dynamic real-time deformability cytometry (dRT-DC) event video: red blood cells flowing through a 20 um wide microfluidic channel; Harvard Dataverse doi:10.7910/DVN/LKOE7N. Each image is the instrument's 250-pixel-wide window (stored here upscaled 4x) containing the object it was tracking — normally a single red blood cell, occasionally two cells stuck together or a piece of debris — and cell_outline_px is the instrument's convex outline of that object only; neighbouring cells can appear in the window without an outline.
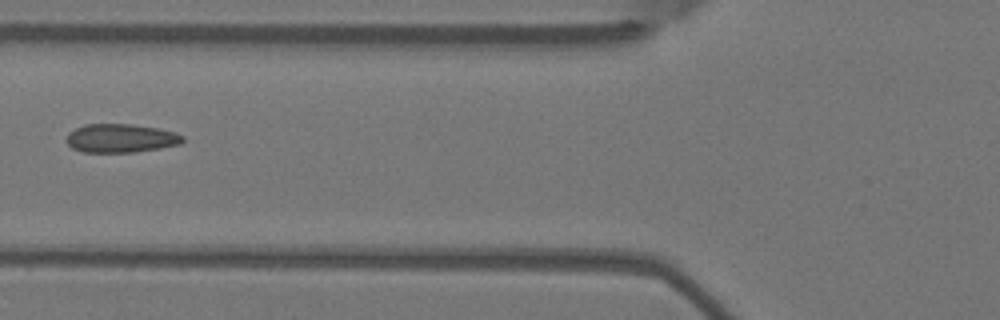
{"species": "Egyptian fruit bat (a non-hibernating species)", "species_latin": "Rousettus aegyptiacus", "temperature_condition": "warm", "stored_images_in_passage": 8, "camera_frame_rate_fps": 3000, "um_per_image_px": 0.085, "animal": {"sex": "female"}, "frame": {"image": 1, "passage_image": 7, "time_ms": 2.0, "image_size_px": [1000, 320], "cell_outline_px": [[184, 140], [180, 144], [160, 148], [136, 152], [84, 152], [72, 148], [68, 144], [68, 132], [84, 124], [132, 124], [160, 128], [176, 132], [184, 136]], "centroid_in_image_um": [10.31, 11.74], "position_along_channel_um": 115.5, "area_um2": 19.48}}
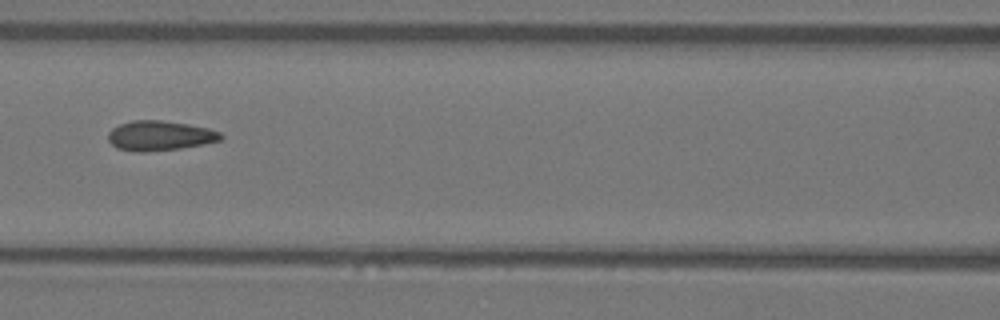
{"frame": {"image": 2, "passage_image": 8, "time_ms": 2.333, "image_size_px": [1000, 320], "cell_outline_px": [[224, 136], [220, 140], [204, 144], [180, 148], [144, 152], [136, 152], [116, 148], [108, 140], [108, 132], [112, 128], [120, 124], [132, 120], [160, 120], [188, 124], [208, 128], [220, 132]], "centroid_in_image_um": [13.56, 11.53], "position_along_channel_um": 153.0, "area_um2": 19.59}}